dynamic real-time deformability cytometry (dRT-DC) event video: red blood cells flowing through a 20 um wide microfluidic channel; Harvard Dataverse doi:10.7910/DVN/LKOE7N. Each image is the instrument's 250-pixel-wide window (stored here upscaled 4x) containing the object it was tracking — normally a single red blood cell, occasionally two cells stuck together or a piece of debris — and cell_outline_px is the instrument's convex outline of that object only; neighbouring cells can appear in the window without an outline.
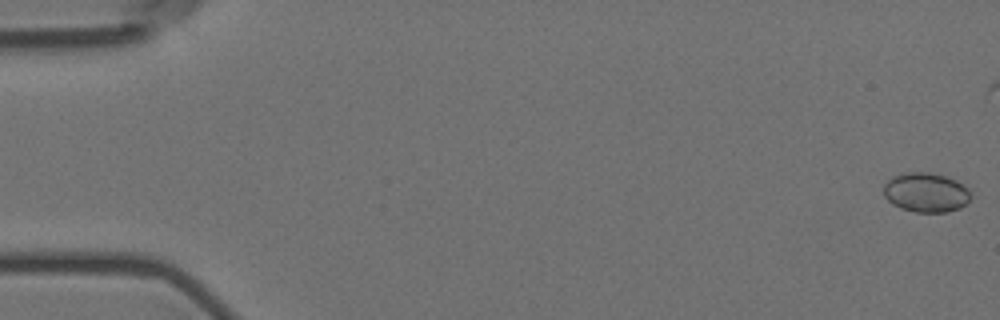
{"species": "Egyptian fruit bat (a non-hibernating species)", "species_latin": "Rousettus aegyptiacus", "temperature_condition": "room temperature", "stored_images_in_passage": 3, "camera_frame_rate_fps": 3000, "um_per_image_px": 0.085, "animal": {"sex": "female"}, "frame": {"image": 1, "passage_image": 1, "time_ms": 0.0, "image_size_px": [1000, 320], "cell_outline_px": [[968, 200], [960, 208], [948, 212], [916, 212], [900, 208], [892, 204], [884, 196], [884, 184], [892, 176], [908, 172], [928, 172], [948, 176], [956, 180], [968, 188]], "centroid_in_image_um": [78.67, 16.35], "position_along_channel_um": 6.3, "area_um2": 20.0}}